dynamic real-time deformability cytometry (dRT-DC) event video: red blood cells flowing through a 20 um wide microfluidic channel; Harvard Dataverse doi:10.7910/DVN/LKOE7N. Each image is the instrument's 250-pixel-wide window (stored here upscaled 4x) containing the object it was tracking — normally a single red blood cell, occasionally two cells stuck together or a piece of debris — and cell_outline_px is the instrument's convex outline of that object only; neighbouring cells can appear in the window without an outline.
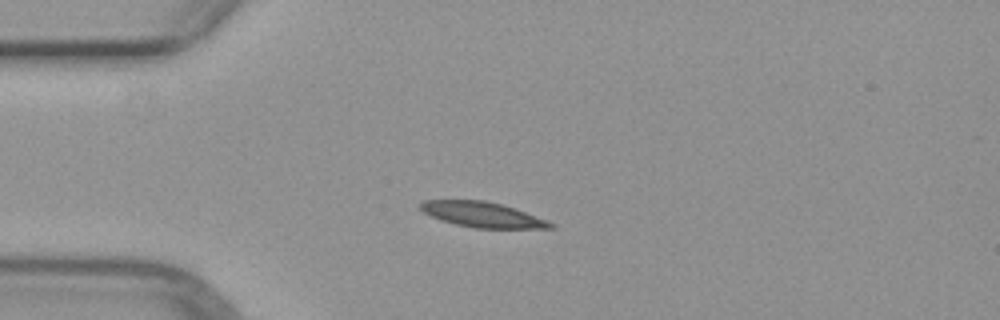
{"species": "common noctule bat (a hibernating species)", "species_latin": "Nyctalus noctula", "temperature_condition": "warm", "stored_images_in_passage": 5, "camera_frame_rate_fps": 3000, "um_per_image_px": 0.085, "animal": {"sex": "female", "body_mass_g": 29.2, "forearm_length_mm": 56.3}, "frame": {"image": 1, "passage_image": 3, "time_ms": 2.333, "image_size_px": [1000, 320], "cell_outline_px": [[556, 228], [476, 228], [456, 224], [440, 220], [424, 212], [420, 208], [420, 204], [424, 200], [484, 200], [500, 204], [524, 212], [556, 224]], "centroid_in_image_um": [40.99, 18.24], "position_along_channel_um": 44.0, "area_um2": 18.79}}
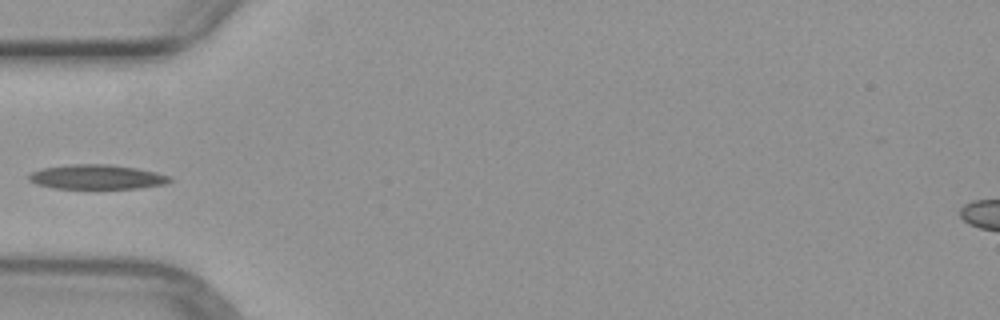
{"frame": {"image": 2, "passage_image": 4, "time_ms": 3.667, "image_size_px": [1000, 320], "cell_outline_px": [[172, 180], [168, 184], [140, 188], [52, 188], [36, 184], [28, 180], [28, 172], [44, 168], [72, 164], [112, 164], [136, 168], [156, 172], [172, 176]], "centroid_in_image_um": [8.25, 15.04], "position_along_channel_um": 76.8, "area_um2": 20.35}}
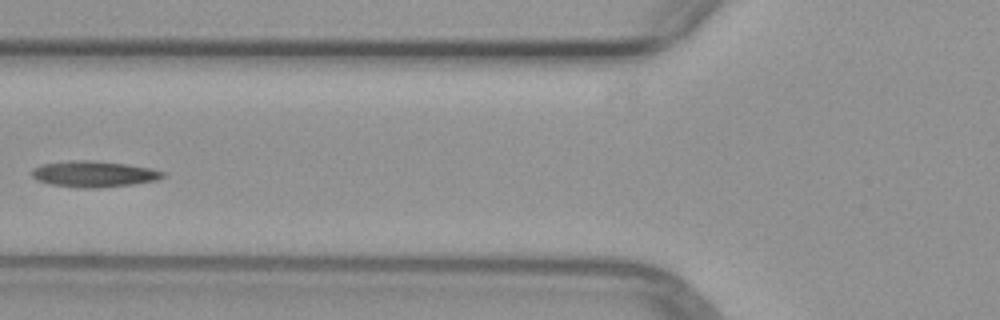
{"frame": {"image": 3, "passage_image": 5, "time_ms": 4.667, "image_size_px": [1000, 320], "cell_outline_px": [[164, 176], [156, 180], [132, 184], [96, 188], [76, 188], [48, 184], [36, 180], [32, 176], [32, 168], [40, 164], [72, 160], [92, 160], [128, 164], [148, 168], [164, 172]], "centroid_in_image_um": [7.9, 14.79], "position_along_channel_um": 117.9, "area_um2": 20.0}}